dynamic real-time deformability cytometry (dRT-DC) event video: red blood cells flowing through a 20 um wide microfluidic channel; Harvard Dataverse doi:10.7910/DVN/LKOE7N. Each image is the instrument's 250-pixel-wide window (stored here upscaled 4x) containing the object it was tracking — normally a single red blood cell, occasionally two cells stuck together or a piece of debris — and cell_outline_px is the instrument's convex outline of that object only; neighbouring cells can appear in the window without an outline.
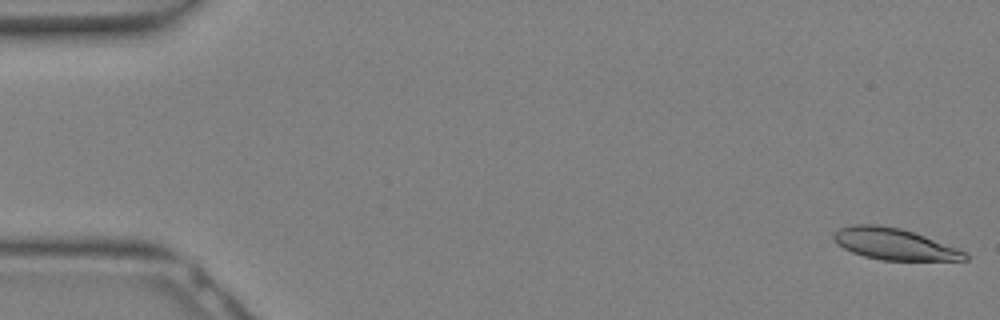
{"species": "Egyptian fruit bat (a non-hibernating species)", "species_latin": "Rousettus aegyptiacus", "temperature_condition": "warm", "stored_images_in_passage": 10, "camera_frame_rate_fps": 3000, "um_per_image_px": 0.085, "animal": {"sex": "female"}, "frame": {"image": 1, "passage_image": 1, "time_ms": 0.0, "image_size_px": [1000, 320], "cell_outline_px": [[968, 260], [880, 260], [864, 256], [852, 252], [836, 244], [832, 236], [840, 228], [852, 224], [876, 224], [900, 228], [924, 236], [968, 252]], "centroid_in_image_um": [76.0, 20.74], "position_along_channel_um": 9.0, "area_um2": 23.93}}